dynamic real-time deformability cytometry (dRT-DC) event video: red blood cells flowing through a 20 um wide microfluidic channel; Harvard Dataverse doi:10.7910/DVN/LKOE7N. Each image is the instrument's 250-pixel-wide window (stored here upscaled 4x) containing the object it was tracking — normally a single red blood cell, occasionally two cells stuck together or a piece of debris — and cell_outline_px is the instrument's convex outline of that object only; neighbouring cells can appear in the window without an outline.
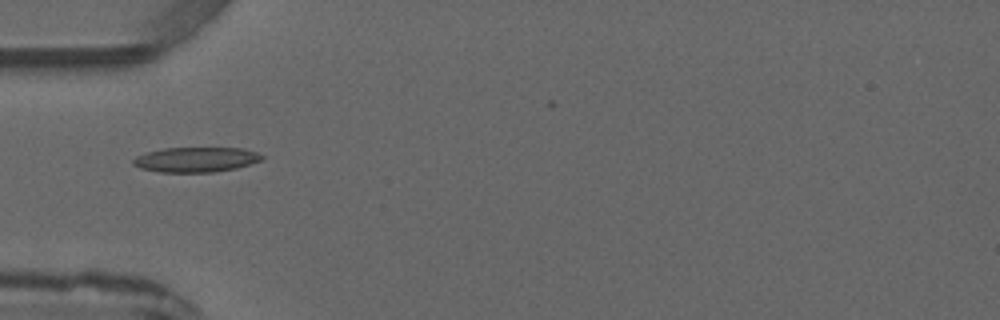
{"species": "common noctule bat (a hibernating species)", "species_latin": "Nyctalus noctula", "temperature_condition": "warm", "stored_images_in_passage": 5, "camera_frame_rate_fps": 3000, "um_per_image_px": 0.085, "animal": {"sex": "male", "forearm_length_mm": 52.5}, "frame": {"image": 1, "passage_image": 4, "time_ms": 4.0, "image_size_px": [1000, 320], "cell_outline_px": [[264, 156], [260, 160], [236, 168], [212, 172], [160, 172], [140, 168], [132, 164], [132, 160], [136, 156], [148, 152], [164, 148], [244, 148], [256, 152]], "centroid_in_image_um": [16.63, 13.56], "position_along_channel_um": 68.4, "area_um2": 18.55}}
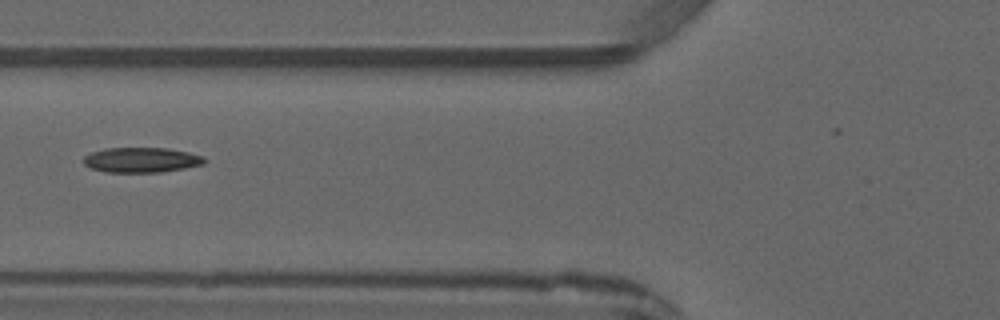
{"frame": {"image": 2, "passage_image": 5, "time_ms": 5.0, "image_size_px": [1000, 320], "cell_outline_px": [[208, 160], [204, 164], [184, 168], [160, 172], [104, 172], [88, 168], [84, 164], [84, 156], [92, 152], [104, 148], [168, 148], [188, 152], [204, 156]], "centroid_in_image_um": [12.02, 13.59], "position_along_channel_um": 113.8, "area_um2": 17.8}}